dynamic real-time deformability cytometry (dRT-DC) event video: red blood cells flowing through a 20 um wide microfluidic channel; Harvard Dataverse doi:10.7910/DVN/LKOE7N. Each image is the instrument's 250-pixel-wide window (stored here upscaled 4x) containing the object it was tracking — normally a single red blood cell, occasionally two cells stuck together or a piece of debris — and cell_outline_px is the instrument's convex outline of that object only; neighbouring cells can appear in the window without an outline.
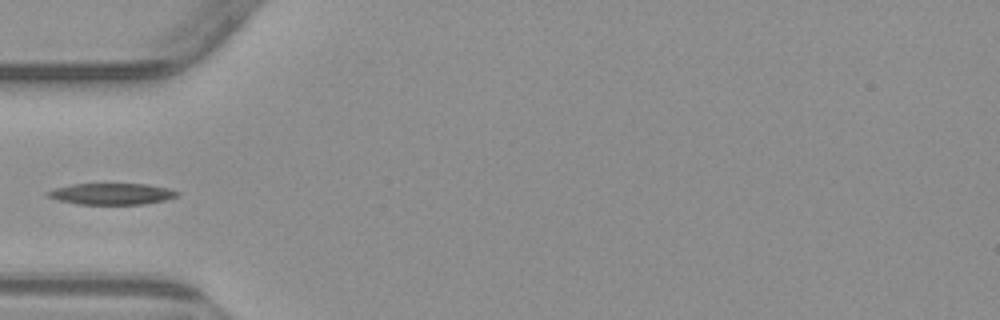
{"species": "common noctule bat (a hibernating species)", "species_latin": "Nyctalus noctula", "temperature_condition": "warm", "stored_images_in_passage": 6, "segment_of_instrument_passage": [2, 2], "camera_frame_rate_fps": 3000, "um_per_image_px": 0.085, "animal": {"sex": "male", "body_mass_g": 23.1, "forearm_length_mm": 52.7}, "frame": {"image": 1, "passage_image": 6, "time_ms": 5.667, "image_size_px": [1000, 320], "cell_outline_px": [[180, 192], [176, 196], [164, 200], [144, 204], [76, 204], [60, 200], [48, 196], [44, 192], [56, 188], [72, 184], [148, 184], [168, 188]], "centroid_in_image_um": [9.49, 16.47], "position_along_channel_um": 75.5, "area_um2": 15.95}}